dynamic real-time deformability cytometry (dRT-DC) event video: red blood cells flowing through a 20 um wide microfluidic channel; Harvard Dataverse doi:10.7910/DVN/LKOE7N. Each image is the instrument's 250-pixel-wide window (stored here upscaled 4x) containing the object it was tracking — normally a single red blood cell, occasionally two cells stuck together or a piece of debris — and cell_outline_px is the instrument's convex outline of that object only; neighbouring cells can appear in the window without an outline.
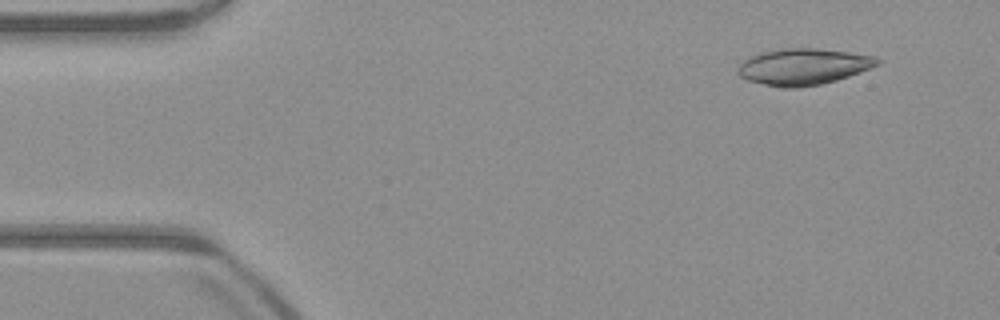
{"species": "common noctule bat (a hibernating species)", "species_latin": "Nyctalus noctula", "temperature_condition": "warm", "stored_images_in_passage": 47, "camera_frame_rate_fps": 3000, "um_per_image_px": 0.085, "animal": {"sex": "male", "body_mass_g": 23.1, "forearm_length_mm": 52.7}, "frame": {"image": 1, "passage_image": 1, "time_ms": 0.0, "image_size_px": [1000, 320], "cell_outline_px": [[880, 64], [848, 76], [836, 80], [820, 84], [796, 88], [780, 88], [748, 80], [740, 76], [740, 64], [744, 60], [756, 52], [780, 48], [816, 48], [848, 52], [876, 56], [880, 60]], "centroid_in_image_um": [68.27, 5.65], "position_along_channel_um": 16.7, "area_um2": 29.48}}